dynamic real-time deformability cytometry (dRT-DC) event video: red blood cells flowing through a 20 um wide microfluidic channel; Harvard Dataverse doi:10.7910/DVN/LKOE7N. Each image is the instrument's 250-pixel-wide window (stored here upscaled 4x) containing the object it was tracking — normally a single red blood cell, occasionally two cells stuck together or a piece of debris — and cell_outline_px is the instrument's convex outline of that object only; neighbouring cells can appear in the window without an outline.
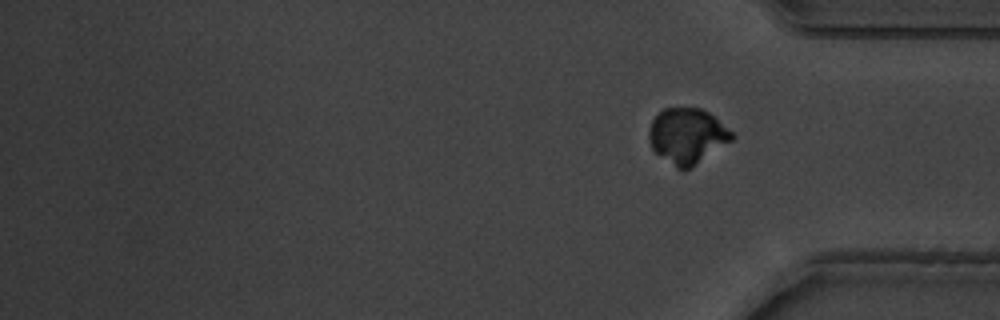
{"species": "common noctule bat (a hibernating species)", "species_latin": "Nyctalus noctula", "temperature_condition": "warm", "stored_images_in_passage": 14, "segment_of_instrument_passage": [2, 2], "camera_frame_rate_fps": 3000, "um_per_image_px": 0.085, "animal": {"sex": "male", "body_mass_g": 19.5, "forearm_length_mm": 54.6}, "frame": {"image": 1, "passage_image": 14, "time_ms": 4.333, "image_size_px": [1000, 320], "cell_outline_px": [[736, 136], [732, 140], [692, 168], [684, 172], [676, 168], [656, 152], [652, 148], [648, 140], [648, 128], [652, 120], [664, 108], [700, 108], [708, 112], [732, 132]], "centroid_in_image_um": [58.4, 11.58], "position_along_channel_um": 376.8, "area_um2": 26.82}}